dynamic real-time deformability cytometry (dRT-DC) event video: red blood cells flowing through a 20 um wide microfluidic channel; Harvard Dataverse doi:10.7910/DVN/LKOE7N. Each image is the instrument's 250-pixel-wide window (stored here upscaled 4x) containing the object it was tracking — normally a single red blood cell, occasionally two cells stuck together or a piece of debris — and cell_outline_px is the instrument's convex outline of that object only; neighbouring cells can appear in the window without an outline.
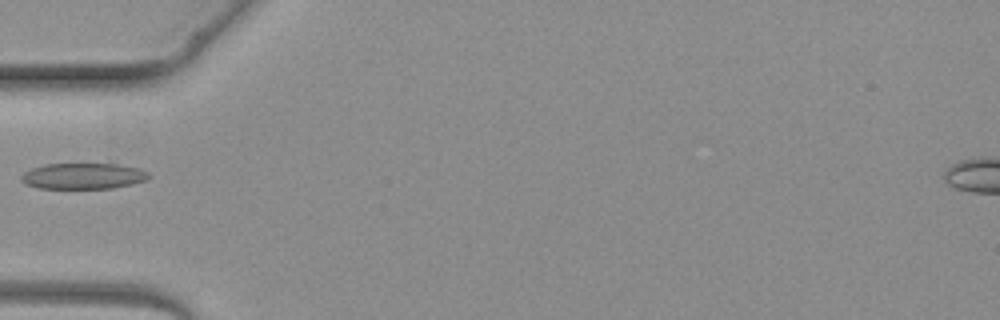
{"species": "common noctule bat (a hibernating species)", "species_latin": "Nyctalus noctula", "temperature_condition": "warm", "stored_images_in_passage": 5, "camera_frame_rate_fps": 3000, "um_per_image_px": 0.085, "animal": {"sex": "female", "body_mass_g": 19.3, "forearm_length_mm": 54.1}, "frame": {"image": 1, "passage_image": 5, "time_ms": 4.667, "image_size_px": [1000, 320], "cell_outline_px": [[152, 176], [148, 180], [132, 184], [112, 188], [40, 188], [24, 184], [20, 180], [20, 176], [24, 172], [32, 168], [44, 164], [116, 164], [140, 168], [148, 172]], "centroid_in_image_um": [7.09, 14.96], "position_along_channel_um": 77.9, "area_um2": 19.42}}